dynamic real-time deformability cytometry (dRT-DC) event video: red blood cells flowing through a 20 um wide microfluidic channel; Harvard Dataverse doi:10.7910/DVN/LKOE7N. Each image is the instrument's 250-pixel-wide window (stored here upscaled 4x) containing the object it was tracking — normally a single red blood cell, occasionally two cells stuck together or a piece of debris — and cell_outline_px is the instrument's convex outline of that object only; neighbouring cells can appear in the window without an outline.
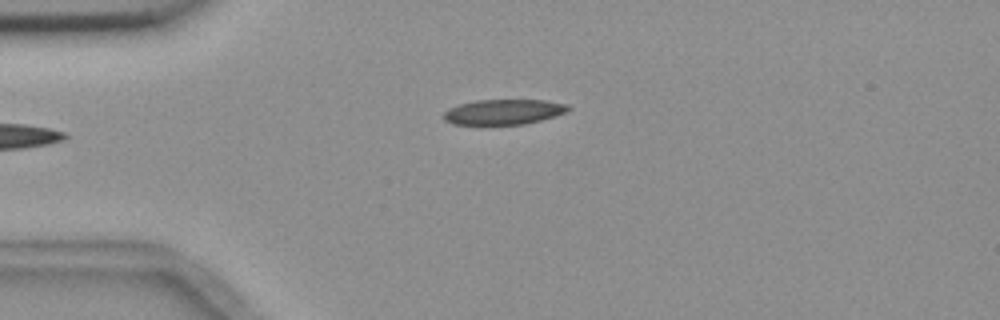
{"species": "common noctule bat (a hibernating species)", "species_latin": "Nyctalus noctula", "temperature_condition": "room temperature", "stored_images_in_passage": 4, "camera_frame_rate_fps": 3000, "um_per_image_px": 0.085, "animal": {"sex": "female", "body_mass_g": 18.4}, "frame": {"image": 1, "passage_image": 4, "time_ms": 3.333, "image_size_px": [1000, 320], "cell_outline_px": [[572, 108], [564, 112], [540, 120], [524, 124], [452, 124], [444, 120], [444, 112], [448, 108], [460, 104], [476, 100], [544, 100], [568, 104]], "centroid_in_image_um": [42.78, 9.5], "position_along_channel_um": 42.2, "area_um2": 18.09}}